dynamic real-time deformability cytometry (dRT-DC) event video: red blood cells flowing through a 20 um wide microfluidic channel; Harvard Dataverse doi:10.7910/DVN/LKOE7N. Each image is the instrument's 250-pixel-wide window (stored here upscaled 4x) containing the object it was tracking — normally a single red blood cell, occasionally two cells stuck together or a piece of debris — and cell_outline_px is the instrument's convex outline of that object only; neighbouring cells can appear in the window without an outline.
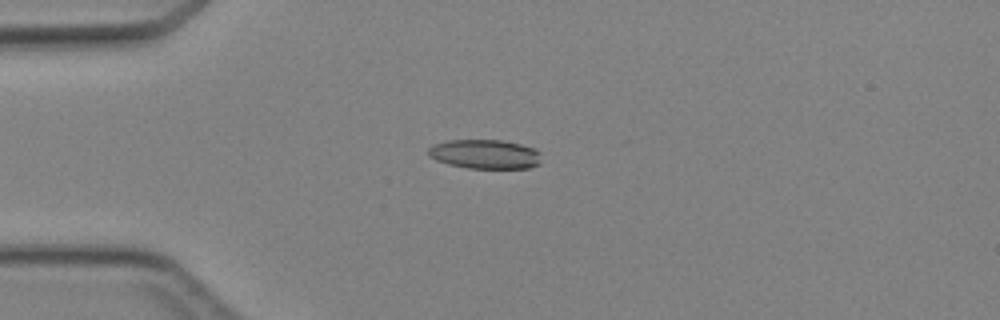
{"species": "Egyptian fruit bat (a non-hibernating species)", "species_latin": "Rousettus aegyptiacus", "temperature_condition": "cold", "stored_images_in_passage": 2, "camera_frame_rate_fps": 3000, "um_per_image_px": 0.085, "animal": {"sex": "female"}, "frame": {"image": 1, "passage_image": 1, "time_ms": 0.0, "image_size_px": [1000, 320], "cell_outline_px": [[540, 164], [528, 168], [468, 168], [448, 164], [436, 160], [428, 156], [428, 148], [432, 144], [448, 140], [500, 140], [520, 144], [536, 148], [540, 152]], "centroid_in_image_um": [41.21, 13.1], "position_along_channel_um": 43.8, "area_um2": 19.42}}
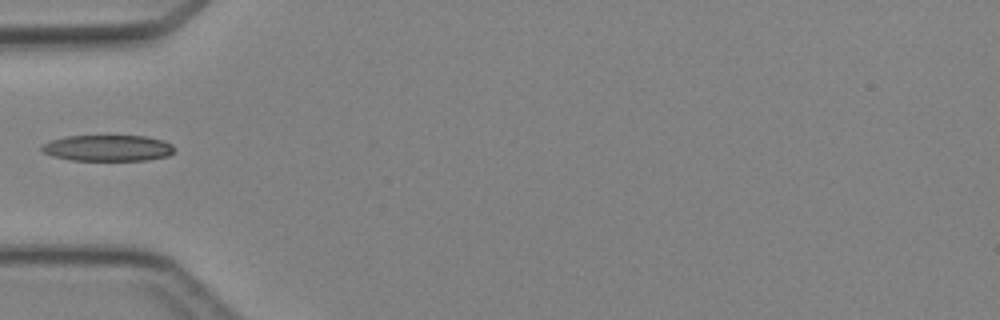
{"frame": {"image": 2, "passage_image": 2, "time_ms": 1.333, "image_size_px": [1000, 320], "cell_outline_px": [[176, 148], [168, 156], [148, 160], [72, 160], [52, 156], [40, 152], [40, 144], [48, 140], [68, 136], [144, 136], [164, 140], [172, 144]], "centroid_in_image_um": [9.12, 12.58], "position_along_channel_um": 75.9, "area_um2": 20.46}}